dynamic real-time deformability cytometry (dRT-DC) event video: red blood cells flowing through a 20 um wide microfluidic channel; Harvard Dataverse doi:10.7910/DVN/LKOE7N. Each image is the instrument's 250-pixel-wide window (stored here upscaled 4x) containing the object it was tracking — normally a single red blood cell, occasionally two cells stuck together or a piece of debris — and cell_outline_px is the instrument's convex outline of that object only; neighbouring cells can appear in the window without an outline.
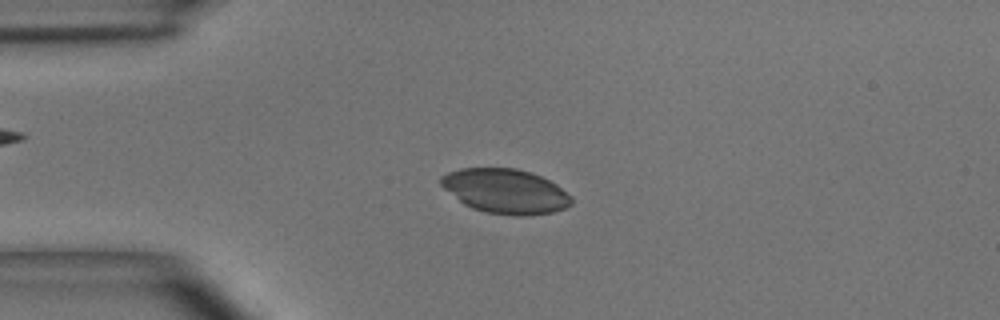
{"species": "common noctule bat (a hibernating species)", "species_latin": "Nyctalus noctula", "temperature_condition": "room temperature", "stored_images_in_passage": 5, "camera_frame_rate_fps": 3000, "um_per_image_px": 0.085, "animal": {"sex": "male", "body_mass_g": 15.6}, "frame": {"image": 1, "passage_image": 2, "time_ms": 0.333, "image_size_px": [1000, 320], "cell_outline_px": [[572, 204], [564, 208], [552, 212], [528, 216], [516, 216], [484, 212], [472, 208], [464, 204], [444, 188], [440, 184], [440, 176], [448, 172], [460, 168], [516, 168], [532, 172], [556, 184], [572, 196]], "centroid_in_image_um": [42.97, 16.25], "position_along_channel_um": 42.0, "area_um2": 33.99}}